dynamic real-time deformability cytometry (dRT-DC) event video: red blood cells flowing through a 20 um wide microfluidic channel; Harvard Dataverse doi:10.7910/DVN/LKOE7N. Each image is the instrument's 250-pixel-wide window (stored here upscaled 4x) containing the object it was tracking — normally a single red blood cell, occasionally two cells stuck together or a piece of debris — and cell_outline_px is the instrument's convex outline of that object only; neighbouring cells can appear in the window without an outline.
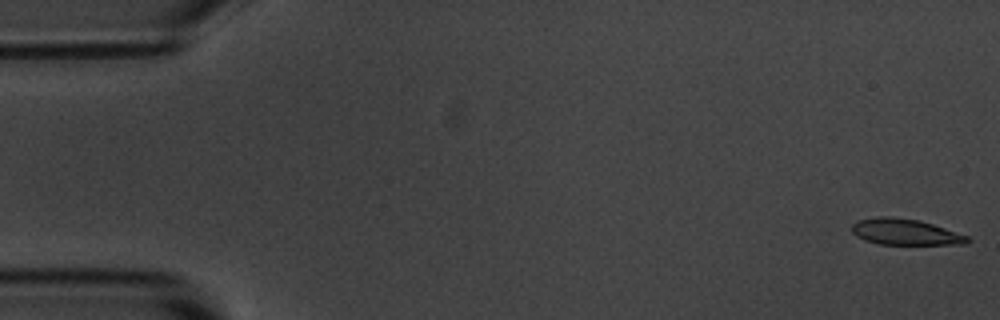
{"species": "common noctule bat (a hibernating species)", "species_latin": "Nyctalus noctula", "temperature_condition": "room temperature", "stored_images_in_passage": 5, "camera_frame_rate_fps": 3000, "um_per_image_px": 0.085, "animal": {"sex": "male", "body_mass_g": 20.1, "forearm_length_mm": 53.5}, "frame": {"image": 1, "passage_image": 1, "time_ms": 0.0, "image_size_px": [1000, 320], "cell_outline_px": [[972, 240], [968, 244], [880, 244], [864, 240], [856, 236], [852, 232], [852, 224], [860, 220], [876, 216], [892, 216], [920, 220], [968, 236]], "centroid_in_image_um": [76.94, 19.71], "position_along_channel_um": 8.1, "area_um2": 17.57}}
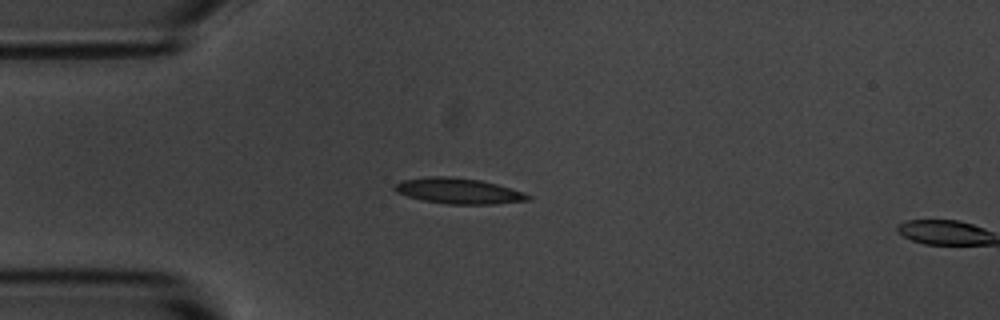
{"frame": {"image": 2, "passage_image": 4, "time_ms": 4.333, "image_size_px": [1000, 320], "cell_outline_px": [[532, 200], [496, 204], [448, 204], [424, 200], [408, 196], [396, 192], [392, 188], [400, 180], [428, 176], [452, 176], [480, 180], [496, 184], [524, 192], [532, 196]], "centroid_in_image_um": [38.99, 16.22], "position_along_channel_um": 46.0, "area_um2": 20.06}}